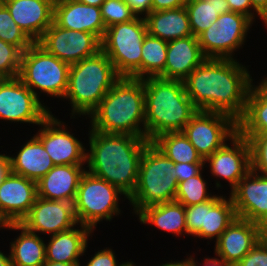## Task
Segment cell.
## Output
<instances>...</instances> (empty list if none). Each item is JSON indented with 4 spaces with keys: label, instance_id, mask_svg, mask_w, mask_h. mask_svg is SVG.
<instances>
[{
    "label": "cell",
    "instance_id": "cell-1",
    "mask_svg": "<svg viewBox=\"0 0 267 266\" xmlns=\"http://www.w3.org/2000/svg\"><path fill=\"white\" fill-rule=\"evenodd\" d=\"M252 76L234 59L206 58L184 80L198 111L220 112L238 122L245 113Z\"/></svg>",
    "mask_w": 267,
    "mask_h": 266
},
{
    "label": "cell",
    "instance_id": "cell-2",
    "mask_svg": "<svg viewBox=\"0 0 267 266\" xmlns=\"http://www.w3.org/2000/svg\"><path fill=\"white\" fill-rule=\"evenodd\" d=\"M88 132L86 171L106 180L129 198L136 188L140 160L150 141L129 134H106L92 129Z\"/></svg>",
    "mask_w": 267,
    "mask_h": 266
},
{
    "label": "cell",
    "instance_id": "cell-3",
    "mask_svg": "<svg viewBox=\"0 0 267 266\" xmlns=\"http://www.w3.org/2000/svg\"><path fill=\"white\" fill-rule=\"evenodd\" d=\"M87 117L94 131L145 138L144 79L121 77Z\"/></svg>",
    "mask_w": 267,
    "mask_h": 266
},
{
    "label": "cell",
    "instance_id": "cell-4",
    "mask_svg": "<svg viewBox=\"0 0 267 266\" xmlns=\"http://www.w3.org/2000/svg\"><path fill=\"white\" fill-rule=\"evenodd\" d=\"M145 138L152 142L168 132H181L198 112L181 80L144 79Z\"/></svg>",
    "mask_w": 267,
    "mask_h": 266
},
{
    "label": "cell",
    "instance_id": "cell-5",
    "mask_svg": "<svg viewBox=\"0 0 267 266\" xmlns=\"http://www.w3.org/2000/svg\"><path fill=\"white\" fill-rule=\"evenodd\" d=\"M121 77L102 51L70 65L64 99L70 101L72 118L89 116ZM77 113V114H76Z\"/></svg>",
    "mask_w": 267,
    "mask_h": 266
},
{
    "label": "cell",
    "instance_id": "cell-6",
    "mask_svg": "<svg viewBox=\"0 0 267 266\" xmlns=\"http://www.w3.org/2000/svg\"><path fill=\"white\" fill-rule=\"evenodd\" d=\"M175 163L152 142L145 147L138 171L137 185L128 198L136 215L145 207L173 202L177 191Z\"/></svg>",
    "mask_w": 267,
    "mask_h": 266
},
{
    "label": "cell",
    "instance_id": "cell-7",
    "mask_svg": "<svg viewBox=\"0 0 267 266\" xmlns=\"http://www.w3.org/2000/svg\"><path fill=\"white\" fill-rule=\"evenodd\" d=\"M147 33L144 17L106 28L101 50L120 77L141 79V51Z\"/></svg>",
    "mask_w": 267,
    "mask_h": 266
},
{
    "label": "cell",
    "instance_id": "cell-8",
    "mask_svg": "<svg viewBox=\"0 0 267 266\" xmlns=\"http://www.w3.org/2000/svg\"><path fill=\"white\" fill-rule=\"evenodd\" d=\"M69 68V64L35 42L22 52L18 78L39 100V90V93L63 99L68 86Z\"/></svg>",
    "mask_w": 267,
    "mask_h": 266
},
{
    "label": "cell",
    "instance_id": "cell-9",
    "mask_svg": "<svg viewBox=\"0 0 267 266\" xmlns=\"http://www.w3.org/2000/svg\"><path fill=\"white\" fill-rule=\"evenodd\" d=\"M128 199L117 187L85 171L82 175L73 202L78 224L94 231L103 219L111 221L120 214V196Z\"/></svg>",
    "mask_w": 267,
    "mask_h": 266
},
{
    "label": "cell",
    "instance_id": "cell-10",
    "mask_svg": "<svg viewBox=\"0 0 267 266\" xmlns=\"http://www.w3.org/2000/svg\"><path fill=\"white\" fill-rule=\"evenodd\" d=\"M252 24L247 16L240 13L219 15L217 21L198 36L203 55L206 58L234 59L233 53L246 42Z\"/></svg>",
    "mask_w": 267,
    "mask_h": 266
},
{
    "label": "cell",
    "instance_id": "cell-11",
    "mask_svg": "<svg viewBox=\"0 0 267 266\" xmlns=\"http://www.w3.org/2000/svg\"><path fill=\"white\" fill-rule=\"evenodd\" d=\"M182 132L205 160L238 132V125L227 114L198 111Z\"/></svg>",
    "mask_w": 267,
    "mask_h": 266
},
{
    "label": "cell",
    "instance_id": "cell-12",
    "mask_svg": "<svg viewBox=\"0 0 267 266\" xmlns=\"http://www.w3.org/2000/svg\"><path fill=\"white\" fill-rule=\"evenodd\" d=\"M18 78L0 79V119L40 125L52 112Z\"/></svg>",
    "mask_w": 267,
    "mask_h": 266
},
{
    "label": "cell",
    "instance_id": "cell-13",
    "mask_svg": "<svg viewBox=\"0 0 267 266\" xmlns=\"http://www.w3.org/2000/svg\"><path fill=\"white\" fill-rule=\"evenodd\" d=\"M37 43L69 65L93 56L101 50V41L94 34L64 29L54 21Z\"/></svg>",
    "mask_w": 267,
    "mask_h": 266
},
{
    "label": "cell",
    "instance_id": "cell-14",
    "mask_svg": "<svg viewBox=\"0 0 267 266\" xmlns=\"http://www.w3.org/2000/svg\"><path fill=\"white\" fill-rule=\"evenodd\" d=\"M64 123L50 114L39 125L43 129L40 128L35 136L42 142L54 165L85 166L87 150Z\"/></svg>",
    "mask_w": 267,
    "mask_h": 266
},
{
    "label": "cell",
    "instance_id": "cell-15",
    "mask_svg": "<svg viewBox=\"0 0 267 266\" xmlns=\"http://www.w3.org/2000/svg\"><path fill=\"white\" fill-rule=\"evenodd\" d=\"M28 231L55 235L79 225L72 202L46 200L37 196L28 215L20 222Z\"/></svg>",
    "mask_w": 267,
    "mask_h": 266
},
{
    "label": "cell",
    "instance_id": "cell-16",
    "mask_svg": "<svg viewBox=\"0 0 267 266\" xmlns=\"http://www.w3.org/2000/svg\"><path fill=\"white\" fill-rule=\"evenodd\" d=\"M230 141L232 145L225 143L211 156L207 157L204 163H208L211 176L227 180L232 191L251 170V161L247 138L237 132Z\"/></svg>",
    "mask_w": 267,
    "mask_h": 266
},
{
    "label": "cell",
    "instance_id": "cell-17",
    "mask_svg": "<svg viewBox=\"0 0 267 266\" xmlns=\"http://www.w3.org/2000/svg\"><path fill=\"white\" fill-rule=\"evenodd\" d=\"M37 198V182L10 172L0 185V217L7 223H20Z\"/></svg>",
    "mask_w": 267,
    "mask_h": 266
},
{
    "label": "cell",
    "instance_id": "cell-18",
    "mask_svg": "<svg viewBox=\"0 0 267 266\" xmlns=\"http://www.w3.org/2000/svg\"><path fill=\"white\" fill-rule=\"evenodd\" d=\"M263 237L256 222L236 218L216 240L214 252L235 266Z\"/></svg>",
    "mask_w": 267,
    "mask_h": 266
},
{
    "label": "cell",
    "instance_id": "cell-19",
    "mask_svg": "<svg viewBox=\"0 0 267 266\" xmlns=\"http://www.w3.org/2000/svg\"><path fill=\"white\" fill-rule=\"evenodd\" d=\"M14 22L33 42H38L53 23L52 0H1Z\"/></svg>",
    "mask_w": 267,
    "mask_h": 266
},
{
    "label": "cell",
    "instance_id": "cell-20",
    "mask_svg": "<svg viewBox=\"0 0 267 266\" xmlns=\"http://www.w3.org/2000/svg\"><path fill=\"white\" fill-rule=\"evenodd\" d=\"M230 196L237 218L257 223L267 212V176L250 170Z\"/></svg>",
    "mask_w": 267,
    "mask_h": 266
},
{
    "label": "cell",
    "instance_id": "cell-21",
    "mask_svg": "<svg viewBox=\"0 0 267 266\" xmlns=\"http://www.w3.org/2000/svg\"><path fill=\"white\" fill-rule=\"evenodd\" d=\"M53 21L64 29L92 33L100 41H102L106 31L101 16V8L83 4L77 0L54 2Z\"/></svg>",
    "mask_w": 267,
    "mask_h": 266
},
{
    "label": "cell",
    "instance_id": "cell-22",
    "mask_svg": "<svg viewBox=\"0 0 267 266\" xmlns=\"http://www.w3.org/2000/svg\"><path fill=\"white\" fill-rule=\"evenodd\" d=\"M205 59L198 37L172 40L168 42L165 68L159 77L183 81Z\"/></svg>",
    "mask_w": 267,
    "mask_h": 266
},
{
    "label": "cell",
    "instance_id": "cell-23",
    "mask_svg": "<svg viewBox=\"0 0 267 266\" xmlns=\"http://www.w3.org/2000/svg\"><path fill=\"white\" fill-rule=\"evenodd\" d=\"M86 170L83 165H55L37 181V196L73 203L80 179Z\"/></svg>",
    "mask_w": 267,
    "mask_h": 266
},
{
    "label": "cell",
    "instance_id": "cell-24",
    "mask_svg": "<svg viewBox=\"0 0 267 266\" xmlns=\"http://www.w3.org/2000/svg\"><path fill=\"white\" fill-rule=\"evenodd\" d=\"M92 233V229L80 224V229L74 227L51 235L45 244L46 261L80 264L79 258L86 252L88 237Z\"/></svg>",
    "mask_w": 267,
    "mask_h": 266
},
{
    "label": "cell",
    "instance_id": "cell-25",
    "mask_svg": "<svg viewBox=\"0 0 267 266\" xmlns=\"http://www.w3.org/2000/svg\"><path fill=\"white\" fill-rule=\"evenodd\" d=\"M11 172L35 182L44 177L55 165L42 142L32 136L15 156H10Z\"/></svg>",
    "mask_w": 267,
    "mask_h": 266
},
{
    "label": "cell",
    "instance_id": "cell-26",
    "mask_svg": "<svg viewBox=\"0 0 267 266\" xmlns=\"http://www.w3.org/2000/svg\"><path fill=\"white\" fill-rule=\"evenodd\" d=\"M148 34L170 42L192 34L186 7L151 11L144 17Z\"/></svg>",
    "mask_w": 267,
    "mask_h": 266
},
{
    "label": "cell",
    "instance_id": "cell-27",
    "mask_svg": "<svg viewBox=\"0 0 267 266\" xmlns=\"http://www.w3.org/2000/svg\"><path fill=\"white\" fill-rule=\"evenodd\" d=\"M5 229L21 230L18 237L10 243L12 266H42L45 263V241L39 234L28 231L20 223H9Z\"/></svg>",
    "mask_w": 267,
    "mask_h": 266
},
{
    "label": "cell",
    "instance_id": "cell-28",
    "mask_svg": "<svg viewBox=\"0 0 267 266\" xmlns=\"http://www.w3.org/2000/svg\"><path fill=\"white\" fill-rule=\"evenodd\" d=\"M137 216L143 224H152L175 236L187 234L185 206L176 201L145 207Z\"/></svg>",
    "mask_w": 267,
    "mask_h": 266
},
{
    "label": "cell",
    "instance_id": "cell-29",
    "mask_svg": "<svg viewBox=\"0 0 267 266\" xmlns=\"http://www.w3.org/2000/svg\"><path fill=\"white\" fill-rule=\"evenodd\" d=\"M216 195L205 201L204 226H201V238L217 240L226 228L237 218L232 198ZM227 199V200H226Z\"/></svg>",
    "mask_w": 267,
    "mask_h": 266
},
{
    "label": "cell",
    "instance_id": "cell-30",
    "mask_svg": "<svg viewBox=\"0 0 267 266\" xmlns=\"http://www.w3.org/2000/svg\"><path fill=\"white\" fill-rule=\"evenodd\" d=\"M185 7L195 37L217 21L219 15L231 12L226 0H187Z\"/></svg>",
    "mask_w": 267,
    "mask_h": 266
},
{
    "label": "cell",
    "instance_id": "cell-31",
    "mask_svg": "<svg viewBox=\"0 0 267 266\" xmlns=\"http://www.w3.org/2000/svg\"><path fill=\"white\" fill-rule=\"evenodd\" d=\"M152 143L174 163H204L182 131L164 133Z\"/></svg>",
    "mask_w": 267,
    "mask_h": 266
},
{
    "label": "cell",
    "instance_id": "cell-32",
    "mask_svg": "<svg viewBox=\"0 0 267 266\" xmlns=\"http://www.w3.org/2000/svg\"><path fill=\"white\" fill-rule=\"evenodd\" d=\"M168 42L146 34L142 45L141 79L159 77L165 68Z\"/></svg>",
    "mask_w": 267,
    "mask_h": 266
},
{
    "label": "cell",
    "instance_id": "cell-33",
    "mask_svg": "<svg viewBox=\"0 0 267 266\" xmlns=\"http://www.w3.org/2000/svg\"><path fill=\"white\" fill-rule=\"evenodd\" d=\"M202 173L178 183L175 195L176 202L184 206H191L212 200L216 196V194L212 195L207 191L208 183L202 178Z\"/></svg>",
    "mask_w": 267,
    "mask_h": 266
},
{
    "label": "cell",
    "instance_id": "cell-34",
    "mask_svg": "<svg viewBox=\"0 0 267 266\" xmlns=\"http://www.w3.org/2000/svg\"><path fill=\"white\" fill-rule=\"evenodd\" d=\"M0 40L17 46L22 52L33 42L14 22L8 9L0 2Z\"/></svg>",
    "mask_w": 267,
    "mask_h": 266
},
{
    "label": "cell",
    "instance_id": "cell-35",
    "mask_svg": "<svg viewBox=\"0 0 267 266\" xmlns=\"http://www.w3.org/2000/svg\"><path fill=\"white\" fill-rule=\"evenodd\" d=\"M237 125L240 134H267V105H246Z\"/></svg>",
    "mask_w": 267,
    "mask_h": 266
},
{
    "label": "cell",
    "instance_id": "cell-36",
    "mask_svg": "<svg viewBox=\"0 0 267 266\" xmlns=\"http://www.w3.org/2000/svg\"><path fill=\"white\" fill-rule=\"evenodd\" d=\"M250 146L251 170L267 176V134H241Z\"/></svg>",
    "mask_w": 267,
    "mask_h": 266
},
{
    "label": "cell",
    "instance_id": "cell-37",
    "mask_svg": "<svg viewBox=\"0 0 267 266\" xmlns=\"http://www.w3.org/2000/svg\"><path fill=\"white\" fill-rule=\"evenodd\" d=\"M100 8L106 28L118 23L129 22L136 18V15L124 0H105Z\"/></svg>",
    "mask_w": 267,
    "mask_h": 266
},
{
    "label": "cell",
    "instance_id": "cell-38",
    "mask_svg": "<svg viewBox=\"0 0 267 266\" xmlns=\"http://www.w3.org/2000/svg\"><path fill=\"white\" fill-rule=\"evenodd\" d=\"M21 56L17 46L0 40V79L18 77Z\"/></svg>",
    "mask_w": 267,
    "mask_h": 266
},
{
    "label": "cell",
    "instance_id": "cell-39",
    "mask_svg": "<svg viewBox=\"0 0 267 266\" xmlns=\"http://www.w3.org/2000/svg\"><path fill=\"white\" fill-rule=\"evenodd\" d=\"M187 234L201 238V226H204L205 202L185 206Z\"/></svg>",
    "mask_w": 267,
    "mask_h": 266
},
{
    "label": "cell",
    "instance_id": "cell-40",
    "mask_svg": "<svg viewBox=\"0 0 267 266\" xmlns=\"http://www.w3.org/2000/svg\"><path fill=\"white\" fill-rule=\"evenodd\" d=\"M235 266H267V239L263 237Z\"/></svg>",
    "mask_w": 267,
    "mask_h": 266
},
{
    "label": "cell",
    "instance_id": "cell-41",
    "mask_svg": "<svg viewBox=\"0 0 267 266\" xmlns=\"http://www.w3.org/2000/svg\"><path fill=\"white\" fill-rule=\"evenodd\" d=\"M114 251L111 248L102 249L90 258L86 266H127L130 262L117 263Z\"/></svg>",
    "mask_w": 267,
    "mask_h": 266
},
{
    "label": "cell",
    "instance_id": "cell-42",
    "mask_svg": "<svg viewBox=\"0 0 267 266\" xmlns=\"http://www.w3.org/2000/svg\"><path fill=\"white\" fill-rule=\"evenodd\" d=\"M246 105H267V76L262 79L259 85H253V79H251V88Z\"/></svg>",
    "mask_w": 267,
    "mask_h": 266
},
{
    "label": "cell",
    "instance_id": "cell-43",
    "mask_svg": "<svg viewBox=\"0 0 267 266\" xmlns=\"http://www.w3.org/2000/svg\"><path fill=\"white\" fill-rule=\"evenodd\" d=\"M177 182L180 183L203 171L205 163H175Z\"/></svg>",
    "mask_w": 267,
    "mask_h": 266
},
{
    "label": "cell",
    "instance_id": "cell-44",
    "mask_svg": "<svg viewBox=\"0 0 267 266\" xmlns=\"http://www.w3.org/2000/svg\"><path fill=\"white\" fill-rule=\"evenodd\" d=\"M226 1L228 2L231 12L243 14L247 16L252 22H254L255 19L254 11L256 12V10L252 7L250 0H226Z\"/></svg>",
    "mask_w": 267,
    "mask_h": 266
},
{
    "label": "cell",
    "instance_id": "cell-45",
    "mask_svg": "<svg viewBox=\"0 0 267 266\" xmlns=\"http://www.w3.org/2000/svg\"><path fill=\"white\" fill-rule=\"evenodd\" d=\"M136 17H146L152 11V0H124Z\"/></svg>",
    "mask_w": 267,
    "mask_h": 266
},
{
    "label": "cell",
    "instance_id": "cell-46",
    "mask_svg": "<svg viewBox=\"0 0 267 266\" xmlns=\"http://www.w3.org/2000/svg\"><path fill=\"white\" fill-rule=\"evenodd\" d=\"M187 0H152V11L184 7Z\"/></svg>",
    "mask_w": 267,
    "mask_h": 266
},
{
    "label": "cell",
    "instance_id": "cell-47",
    "mask_svg": "<svg viewBox=\"0 0 267 266\" xmlns=\"http://www.w3.org/2000/svg\"><path fill=\"white\" fill-rule=\"evenodd\" d=\"M186 266H198V262L195 261V258L190 256L187 257L185 260L182 261ZM202 266H231L228 263H225L223 260H220L219 258H208L206 257L204 260V263H202Z\"/></svg>",
    "mask_w": 267,
    "mask_h": 266
},
{
    "label": "cell",
    "instance_id": "cell-48",
    "mask_svg": "<svg viewBox=\"0 0 267 266\" xmlns=\"http://www.w3.org/2000/svg\"><path fill=\"white\" fill-rule=\"evenodd\" d=\"M256 14L263 20L267 27V0H250Z\"/></svg>",
    "mask_w": 267,
    "mask_h": 266
},
{
    "label": "cell",
    "instance_id": "cell-49",
    "mask_svg": "<svg viewBox=\"0 0 267 266\" xmlns=\"http://www.w3.org/2000/svg\"><path fill=\"white\" fill-rule=\"evenodd\" d=\"M10 172V155L0 154V185Z\"/></svg>",
    "mask_w": 267,
    "mask_h": 266
},
{
    "label": "cell",
    "instance_id": "cell-50",
    "mask_svg": "<svg viewBox=\"0 0 267 266\" xmlns=\"http://www.w3.org/2000/svg\"><path fill=\"white\" fill-rule=\"evenodd\" d=\"M256 224L262 235L265 236L267 234V212Z\"/></svg>",
    "mask_w": 267,
    "mask_h": 266
},
{
    "label": "cell",
    "instance_id": "cell-51",
    "mask_svg": "<svg viewBox=\"0 0 267 266\" xmlns=\"http://www.w3.org/2000/svg\"><path fill=\"white\" fill-rule=\"evenodd\" d=\"M0 266H12L10 255L0 251Z\"/></svg>",
    "mask_w": 267,
    "mask_h": 266
},
{
    "label": "cell",
    "instance_id": "cell-52",
    "mask_svg": "<svg viewBox=\"0 0 267 266\" xmlns=\"http://www.w3.org/2000/svg\"><path fill=\"white\" fill-rule=\"evenodd\" d=\"M42 266H81V264H67L62 262L45 261Z\"/></svg>",
    "mask_w": 267,
    "mask_h": 266
},
{
    "label": "cell",
    "instance_id": "cell-53",
    "mask_svg": "<svg viewBox=\"0 0 267 266\" xmlns=\"http://www.w3.org/2000/svg\"><path fill=\"white\" fill-rule=\"evenodd\" d=\"M78 2H81L83 4H87L90 6H97V7H101V4L105 1V0H77Z\"/></svg>",
    "mask_w": 267,
    "mask_h": 266
},
{
    "label": "cell",
    "instance_id": "cell-54",
    "mask_svg": "<svg viewBox=\"0 0 267 266\" xmlns=\"http://www.w3.org/2000/svg\"><path fill=\"white\" fill-rule=\"evenodd\" d=\"M159 266H186L182 261H174V262H168Z\"/></svg>",
    "mask_w": 267,
    "mask_h": 266
},
{
    "label": "cell",
    "instance_id": "cell-55",
    "mask_svg": "<svg viewBox=\"0 0 267 266\" xmlns=\"http://www.w3.org/2000/svg\"><path fill=\"white\" fill-rule=\"evenodd\" d=\"M6 225H7V223L0 217V229L1 228H5L6 227Z\"/></svg>",
    "mask_w": 267,
    "mask_h": 266
},
{
    "label": "cell",
    "instance_id": "cell-56",
    "mask_svg": "<svg viewBox=\"0 0 267 266\" xmlns=\"http://www.w3.org/2000/svg\"><path fill=\"white\" fill-rule=\"evenodd\" d=\"M127 266H136L133 261H130V263Z\"/></svg>",
    "mask_w": 267,
    "mask_h": 266
}]
</instances>
